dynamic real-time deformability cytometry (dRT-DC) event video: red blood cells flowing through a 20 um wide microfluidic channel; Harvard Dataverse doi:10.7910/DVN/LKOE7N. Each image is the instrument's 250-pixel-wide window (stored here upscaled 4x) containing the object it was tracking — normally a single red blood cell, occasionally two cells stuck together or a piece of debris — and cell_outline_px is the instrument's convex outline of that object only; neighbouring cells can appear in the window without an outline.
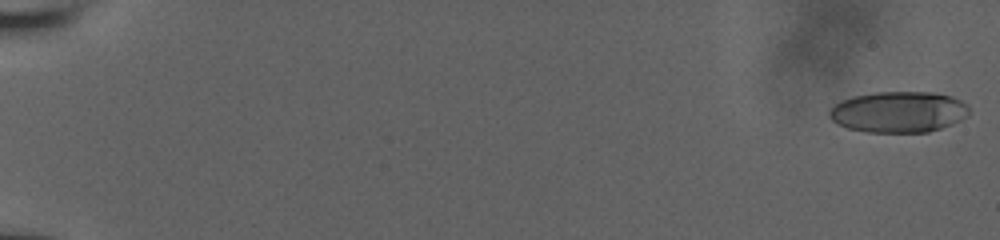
{"species": "human", "species_latin": "Homo sapiens", "temperature_condition": "room temperature", "stored_images_in_passage": 107, "camera_frame_rate_fps": 3000, "um_per_image_px": 0.085, "donor": {"sex": "male"}, "frame": {"image": 1, "passage_image": 1, "time_ms": 0.0, "image_size_px": [1000, 240], "cell_outline_px": [[968, 116], [952, 124], [928, 132], [868, 132], [848, 128], [832, 120], [828, 116], [828, 112], [840, 100], [852, 96], [876, 92], [932, 92], [952, 96], [968, 104]], "centroid_in_image_um": [76.39, 9.51], "position_along_channel_um": 8.6, "area_um2": 33.47}}
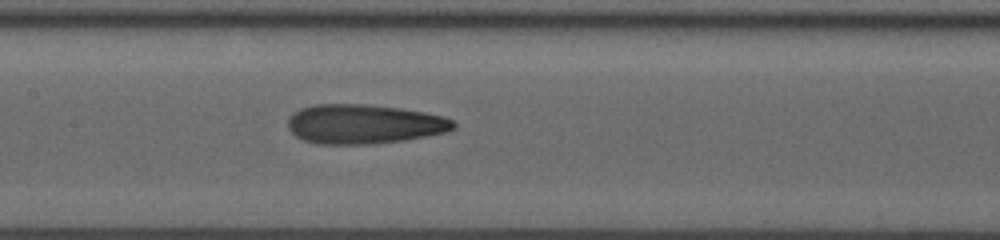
{"frame": {"image": 2, "passage_image": 61, "time_ms": 10.0, "image_size_px": [1000, 240], "cell_outline_px": [[456, 128], [444, 132], [404, 140], [372, 144], [316, 144], [304, 140], [296, 136], [288, 128], [288, 116], [292, 112], [300, 108], [316, 104], [364, 104], [400, 108], [424, 112], [444, 116], [452, 120], [456, 124]], "centroid_in_image_um": [30.9, 10.54], "position_along_channel_um": 176.5, "area_um2": 38.15}}
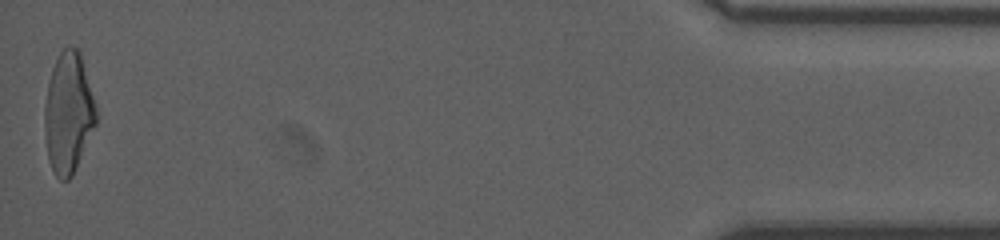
{"frame": {"image": 3, "passage_image": 105, "time_ms": 18.667, "image_size_px": [1000, 240], "cell_outline_px": [[96, 124], [76, 168], [72, 176], [68, 180], [60, 180], [56, 176], [48, 160], [44, 128], [44, 104], [48, 80], [52, 68], [60, 52], [68, 44], [76, 48], [80, 52], [96, 104]], "centroid_in_image_um": [5.8, 9.59], "position_along_channel_um": 429.4, "area_um2": 36.47}, "authors_computed_cell_mechanics": {"area_um2": 36.3562, "velocity_mm_per_s": 3.8702, "shape_relaxation_time_tau1_ms": 6.6248, "shape_relaxation_time_tau2_ms": 2.4637, "deformation_change_tau1": 0.2364, "deformation_change_tau2": 0.1282}}